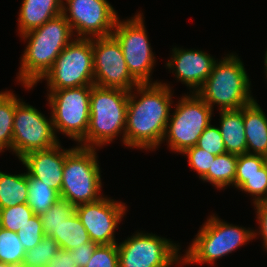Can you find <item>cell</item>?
<instances>
[{
  "label": "cell",
  "mask_w": 267,
  "mask_h": 267,
  "mask_svg": "<svg viewBox=\"0 0 267 267\" xmlns=\"http://www.w3.org/2000/svg\"><path fill=\"white\" fill-rule=\"evenodd\" d=\"M28 199L27 204L33 210L34 214L41 215L45 213L59 199L60 194L49 187V185L32 177L27 172Z\"/></svg>",
  "instance_id": "cell-24"
},
{
  "label": "cell",
  "mask_w": 267,
  "mask_h": 267,
  "mask_svg": "<svg viewBox=\"0 0 267 267\" xmlns=\"http://www.w3.org/2000/svg\"><path fill=\"white\" fill-rule=\"evenodd\" d=\"M172 52V58L166 65L195 93L209 77L216 60L199 50L173 48Z\"/></svg>",
  "instance_id": "cell-16"
},
{
  "label": "cell",
  "mask_w": 267,
  "mask_h": 267,
  "mask_svg": "<svg viewBox=\"0 0 267 267\" xmlns=\"http://www.w3.org/2000/svg\"><path fill=\"white\" fill-rule=\"evenodd\" d=\"M99 244L89 241L70 251L76 267H85Z\"/></svg>",
  "instance_id": "cell-36"
},
{
  "label": "cell",
  "mask_w": 267,
  "mask_h": 267,
  "mask_svg": "<svg viewBox=\"0 0 267 267\" xmlns=\"http://www.w3.org/2000/svg\"><path fill=\"white\" fill-rule=\"evenodd\" d=\"M93 69L94 85L99 87L131 91L139 84L131 76L122 48L112 35L93 38Z\"/></svg>",
  "instance_id": "cell-14"
},
{
  "label": "cell",
  "mask_w": 267,
  "mask_h": 267,
  "mask_svg": "<svg viewBox=\"0 0 267 267\" xmlns=\"http://www.w3.org/2000/svg\"><path fill=\"white\" fill-rule=\"evenodd\" d=\"M135 89L140 99L129 91L124 144L154 150L163 141L171 117L172 91L168 84L157 81L138 84Z\"/></svg>",
  "instance_id": "cell-1"
},
{
  "label": "cell",
  "mask_w": 267,
  "mask_h": 267,
  "mask_svg": "<svg viewBox=\"0 0 267 267\" xmlns=\"http://www.w3.org/2000/svg\"><path fill=\"white\" fill-rule=\"evenodd\" d=\"M72 36L71 27L63 13L21 35L29 41L21 59L17 77L19 82L27 89L34 87L52 68L56 58L72 41Z\"/></svg>",
  "instance_id": "cell-2"
},
{
  "label": "cell",
  "mask_w": 267,
  "mask_h": 267,
  "mask_svg": "<svg viewBox=\"0 0 267 267\" xmlns=\"http://www.w3.org/2000/svg\"><path fill=\"white\" fill-rule=\"evenodd\" d=\"M65 1L67 7L63 4V15L72 32L75 30L78 33L77 38L92 39L112 35L119 17L107 0Z\"/></svg>",
  "instance_id": "cell-13"
},
{
  "label": "cell",
  "mask_w": 267,
  "mask_h": 267,
  "mask_svg": "<svg viewBox=\"0 0 267 267\" xmlns=\"http://www.w3.org/2000/svg\"><path fill=\"white\" fill-rule=\"evenodd\" d=\"M196 146L214 155L227 153L219 128L214 127L211 123L200 135Z\"/></svg>",
  "instance_id": "cell-33"
},
{
  "label": "cell",
  "mask_w": 267,
  "mask_h": 267,
  "mask_svg": "<svg viewBox=\"0 0 267 267\" xmlns=\"http://www.w3.org/2000/svg\"><path fill=\"white\" fill-rule=\"evenodd\" d=\"M60 247L51 237L45 236L34 248L25 252L21 267H48Z\"/></svg>",
  "instance_id": "cell-27"
},
{
  "label": "cell",
  "mask_w": 267,
  "mask_h": 267,
  "mask_svg": "<svg viewBox=\"0 0 267 267\" xmlns=\"http://www.w3.org/2000/svg\"><path fill=\"white\" fill-rule=\"evenodd\" d=\"M85 267H119L117 244L98 245Z\"/></svg>",
  "instance_id": "cell-32"
},
{
  "label": "cell",
  "mask_w": 267,
  "mask_h": 267,
  "mask_svg": "<svg viewBox=\"0 0 267 267\" xmlns=\"http://www.w3.org/2000/svg\"><path fill=\"white\" fill-rule=\"evenodd\" d=\"M205 223L182 258L183 264H214L257 235L253 230L223 222L215 215H211Z\"/></svg>",
  "instance_id": "cell-6"
},
{
  "label": "cell",
  "mask_w": 267,
  "mask_h": 267,
  "mask_svg": "<svg viewBox=\"0 0 267 267\" xmlns=\"http://www.w3.org/2000/svg\"><path fill=\"white\" fill-rule=\"evenodd\" d=\"M91 86L49 91L53 126L56 130L81 142L87 133L90 119Z\"/></svg>",
  "instance_id": "cell-9"
},
{
  "label": "cell",
  "mask_w": 267,
  "mask_h": 267,
  "mask_svg": "<svg viewBox=\"0 0 267 267\" xmlns=\"http://www.w3.org/2000/svg\"><path fill=\"white\" fill-rule=\"evenodd\" d=\"M34 215L27 203L0 209V227L14 232L23 230V227Z\"/></svg>",
  "instance_id": "cell-30"
},
{
  "label": "cell",
  "mask_w": 267,
  "mask_h": 267,
  "mask_svg": "<svg viewBox=\"0 0 267 267\" xmlns=\"http://www.w3.org/2000/svg\"><path fill=\"white\" fill-rule=\"evenodd\" d=\"M182 154L188 156L190 168L196 170L200 179L208 172L216 156L196 145L186 149Z\"/></svg>",
  "instance_id": "cell-34"
},
{
  "label": "cell",
  "mask_w": 267,
  "mask_h": 267,
  "mask_svg": "<svg viewBox=\"0 0 267 267\" xmlns=\"http://www.w3.org/2000/svg\"><path fill=\"white\" fill-rule=\"evenodd\" d=\"M243 122L247 153L267 157V117L256 100L243 107Z\"/></svg>",
  "instance_id": "cell-18"
},
{
  "label": "cell",
  "mask_w": 267,
  "mask_h": 267,
  "mask_svg": "<svg viewBox=\"0 0 267 267\" xmlns=\"http://www.w3.org/2000/svg\"><path fill=\"white\" fill-rule=\"evenodd\" d=\"M220 133L227 153L241 155L247 153V142L243 122V107L220 111Z\"/></svg>",
  "instance_id": "cell-20"
},
{
  "label": "cell",
  "mask_w": 267,
  "mask_h": 267,
  "mask_svg": "<svg viewBox=\"0 0 267 267\" xmlns=\"http://www.w3.org/2000/svg\"><path fill=\"white\" fill-rule=\"evenodd\" d=\"M234 186L255 196L253 203L267 199V167L264 165L253 175H236Z\"/></svg>",
  "instance_id": "cell-29"
},
{
  "label": "cell",
  "mask_w": 267,
  "mask_h": 267,
  "mask_svg": "<svg viewBox=\"0 0 267 267\" xmlns=\"http://www.w3.org/2000/svg\"><path fill=\"white\" fill-rule=\"evenodd\" d=\"M51 238L58 243L60 249L66 251H71L91 241L88 232L76 213L64 221Z\"/></svg>",
  "instance_id": "cell-23"
},
{
  "label": "cell",
  "mask_w": 267,
  "mask_h": 267,
  "mask_svg": "<svg viewBox=\"0 0 267 267\" xmlns=\"http://www.w3.org/2000/svg\"><path fill=\"white\" fill-rule=\"evenodd\" d=\"M257 210V219L260 225L259 234L262 235L264 248L267 250V199L253 203Z\"/></svg>",
  "instance_id": "cell-37"
},
{
  "label": "cell",
  "mask_w": 267,
  "mask_h": 267,
  "mask_svg": "<svg viewBox=\"0 0 267 267\" xmlns=\"http://www.w3.org/2000/svg\"><path fill=\"white\" fill-rule=\"evenodd\" d=\"M128 98L129 91L91 86L89 126L81 147H100L122 131L124 143Z\"/></svg>",
  "instance_id": "cell-4"
},
{
  "label": "cell",
  "mask_w": 267,
  "mask_h": 267,
  "mask_svg": "<svg viewBox=\"0 0 267 267\" xmlns=\"http://www.w3.org/2000/svg\"><path fill=\"white\" fill-rule=\"evenodd\" d=\"M42 79L50 91L94 85L93 38L72 39Z\"/></svg>",
  "instance_id": "cell-7"
},
{
  "label": "cell",
  "mask_w": 267,
  "mask_h": 267,
  "mask_svg": "<svg viewBox=\"0 0 267 267\" xmlns=\"http://www.w3.org/2000/svg\"><path fill=\"white\" fill-rule=\"evenodd\" d=\"M127 207L122 202L102 197L92 203L75 207V213L88 232L91 241L102 244H117L114 232Z\"/></svg>",
  "instance_id": "cell-15"
},
{
  "label": "cell",
  "mask_w": 267,
  "mask_h": 267,
  "mask_svg": "<svg viewBox=\"0 0 267 267\" xmlns=\"http://www.w3.org/2000/svg\"><path fill=\"white\" fill-rule=\"evenodd\" d=\"M25 252L17 233L0 227V262L21 267Z\"/></svg>",
  "instance_id": "cell-26"
},
{
  "label": "cell",
  "mask_w": 267,
  "mask_h": 267,
  "mask_svg": "<svg viewBox=\"0 0 267 267\" xmlns=\"http://www.w3.org/2000/svg\"><path fill=\"white\" fill-rule=\"evenodd\" d=\"M48 267H76L70 251L60 249L49 262Z\"/></svg>",
  "instance_id": "cell-38"
},
{
  "label": "cell",
  "mask_w": 267,
  "mask_h": 267,
  "mask_svg": "<svg viewBox=\"0 0 267 267\" xmlns=\"http://www.w3.org/2000/svg\"><path fill=\"white\" fill-rule=\"evenodd\" d=\"M74 213L75 206L60 198L45 213L40 215L45 236L51 237L57 228Z\"/></svg>",
  "instance_id": "cell-28"
},
{
  "label": "cell",
  "mask_w": 267,
  "mask_h": 267,
  "mask_svg": "<svg viewBox=\"0 0 267 267\" xmlns=\"http://www.w3.org/2000/svg\"><path fill=\"white\" fill-rule=\"evenodd\" d=\"M19 102L12 92H0V152L5 148L12 150L15 106Z\"/></svg>",
  "instance_id": "cell-25"
},
{
  "label": "cell",
  "mask_w": 267,
  "mask_h": 267,
  "mask_svg": "<svg viewBox=\"0 0 267 267\" xmlns=\"http://www.w3.org/2000/svg\"><path fill=\"white\" fill-rule=\"evenodd\" d=\"M266 162V156L259 154L238 155L236 175H253L261 169Z\"/></svg>",
  "instance_id": "cell-35"
},
{
  "label": "cell",
  "mask_w": 267,
  "mask_h": 267,
  "mask_svg": "<svg viewBox=\"0 0 267 267\" xmlns=\"http://www.w3.org/2000/svg\"><path fill=\"white\" fill-rule=\"evenodd\" d=\"M27 173L10 175L0 171V209L27 203Z\"/></svg>",
  "instance_id": "cell-21"
},
{
  "label": "cell",
  "mask_w": 267,
  "mask_h": 267,
  "mask_svg": "<svg viewBox=\"0 0 267 267\" xmlns=\"http://www.w3.org/2000/svg\"><path fill=\"white\" fill-rule=\"evenodd\" d=\"M143 15L138 13L126 21L117 20L112 36L120 44L131 76L139 84H151L155 57L148 41Z\"/></svg>",
  "instance_id": "cell-10"
},
{
  "label": "cell",
  "mask_w": 267,
  "mask_h": 267,
  "mask_svg": "<svg viewBox=\"0 0 267 267\" xmlns=\"http://www.w3.org/2000/svg\"><path fill=\"white\" fill-rule=\"evenodd\" d=\"M60 143L45 149L27 153L20 159L27 172L34 178L61 192L63 166L66 155L72 150H61Z\"/></svg>",
  "instance_id": "cell-17"
},
{
  "label": "cell",
  "mask_w": 267,
  "mask_h": 267,
  "mask_svg": "<svg viewBox=\"0 0 267 267\" xmlns=\"http://www.w3.org/2000/svg\"><path fill=\"white\" fill-rule=\"evenodd\" d=\"M47 119L36 108L22 100L15 106L12 151L19 160L27 153L45 150L60 143L52 116Z\"/></svg>",
  "instance_id": "cell-11"
},
{
  "label": "cell",
  "mask_w": 267,
  "mask_h": 267,
  "mask_svg": "<svg viewBox=\"0 0 267 267\" xmlns=\"http://www.w3.org/2000/svg\"><path fill=\"white\" fill-rule=\"evenodd\" d=\"M63 4V0H23L18 18L20 35L62 14Z\"/></svg>",
  "instance_id": "cell-19"
},
{
  "label": "cell",
  "mask_w": 267,
  "mask_h": 267,
  "mask_svg": "<svg viewBox=\"0 0 267 267\" xmlns=\"http://www.w3.org/2000/svg\"><path fill=\"white\" fill-rule=\"evenodd\" d=\"M265 62V69H266V75H267V51H266V54H265V60H264Z\"/></svg>",
  "instance_id": "cell-40"
},
{
  "label": "cell",
  "mask_w": 267,
  "mask_h": 267,
  "mask_svg": "<svg viewBox=\"0 0 267 267\" xmlns=\"http://www.w3.org/2000/svg\"><path fill=\"white\" fill-rule=\"evenodd\" d=\"M222 59L215 62L209 77L195 93L211 108L219 105L220 111L247 106L254 98L242 61L235 54Z\"/></svg>",
  "instance_id": "cell-3"
},
{
  "label": "cell",
  "mask_w": 267,
  "mask_h": 267,
  "mask_svg": "<svg viewBox=\"0 0 267 267\" xmlns=\"http://www.w3.org/2000/svg\"><path fill=\"white\" fill-rule=\"evenodd\" d=\"M178 102L168 120L163 140L167 141L168 138L171 150L183 153L197 144L200 135L210 124L213 110L196 93L183 96Z\"/></svg>",
  "instance_id": "cell-8"
},
{
  "label": "cell",
  "mask_w": 267,
  "mask_h": 267,
  "mask_svg": "<svg viewBox=\"0 0 267 267\" xmlns=\"http://www.w3.org/2000/svg\"><path fill=\"white\" fill-rule=\"evenodd\" d=\"M95 149L76 146L66 155L60 198L75 207L103 197L100 194L102 182Z\"/></svg>",
  "instance_id": "cell-5"
},
{
  "label": "cell",
  "mask_w": 267,
  "mask_h": 267,
  "mask_svg": "<svg viewBox=\"0 0 267 267\" xmlns=\"http://www.w3.org/2000/svg\"><path fill=\"white\" fill-rule=\"evenodd\" d=\"M238 155L225 153L216 155L208 172L201 178L212 183L217 189H225L226 186H234Z\"/></svg>",
  "instance_id": "cell-22"
},
{
  "label": "cell",
  "mask_w": 267,
  "mask_h": 267,
  "mask_svg": "<svg viewBox=\"0 0 267 267\" xmlns=\"http://www.w3.org/2000/svg\"><path fill=\"white\" fill-rule=\"evenodd\" d=\"M25 251L34 248L45 237L40 215H34L29 219L23 230L16 232Z\"/></svg>",
  "instance_id": "cell-31"
},
{
  "label": "cell",
  "mask_w": 267,
  "mask_h": 267,
  "mask_svg": "<svg viewBox=\"0 0 267 267\" xmlns=\"http://www.w3.org/2000/svg\"><path fill=\"white\" fill-rule=\"evenodd\" d=\"M118 246L119 267H170L179 259V245L155 234L136 232Z\"/></svg>",
  "instance_id": "cell-12"
},
{
  "label": "cell",
  "mask_w": 267,
  "mask_h": 267,
  "mask_svg": "<svg viewBox=\"0 0 267 267\" xmlns=\"http://www.w3.org/2000/svg\"><path fill=\"white\" fill-rule=\"evenodd\" d=\"M0 267H15V266L9 263L0 262Z\"/></svg>",
  "instance_id": "cell-39"
}]
</instances>
